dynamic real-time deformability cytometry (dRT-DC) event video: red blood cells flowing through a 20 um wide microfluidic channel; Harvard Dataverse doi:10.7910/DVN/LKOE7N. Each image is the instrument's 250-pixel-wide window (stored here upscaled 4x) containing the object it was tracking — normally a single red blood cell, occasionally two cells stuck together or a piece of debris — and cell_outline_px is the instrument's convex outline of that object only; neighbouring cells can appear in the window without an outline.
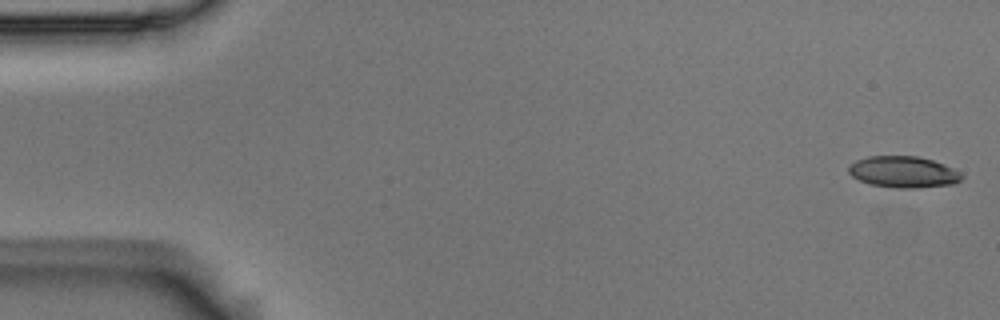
{"species": "Egyptian fruit bat (a non-hibernating species)", "species_latin": "Rousettus aegyptiacus", "temperature_condition": "room temperature", "stored_images_in_passage": 5, "camera_frame_rate_fps": 3000, "um_per_image_px": 0.085, "animal": {"sex": "male"}, "frame": {"image": 1, "passage_image": 1, "time_ms": 0.0, "image_size_px": [1000, 320], "cell_outline_px": [[964, 176], [960, 180], [952, 184], [912, 188], [896, 188], [872, 184], [860, 180], [852, 176], [848, 172], [848, 168], [856, 160], [868, 156], [916, 156], [932, 160], [944, 164], [960, 172]], "centroid_in_image_um": [76.79, 14.61], "position_along_channel_um": 8.2, "area_um2": 20.46}}
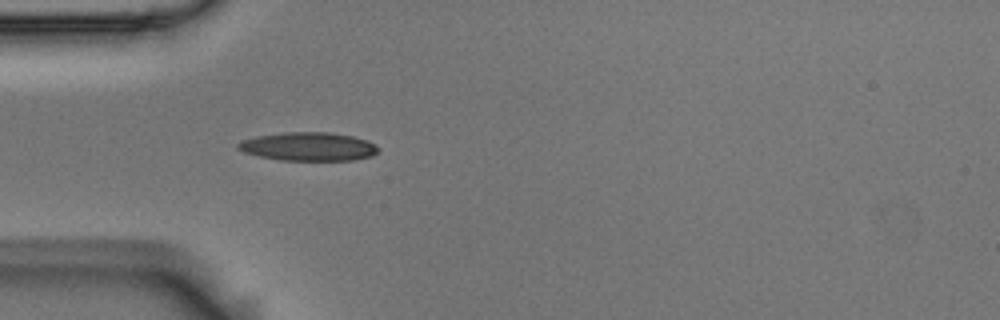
{"frame": {"image": 2, "passage_image": 5, "time_ms": 1.333, "image_size_px": [1000, 320], "cell_outline_px": [[380, 148], [372, 156], [352, 160], [280, 160], [260, 156], [244, 152], [236, 148], [236, 144], [240, 140], [256, 136], [280, 132], [332, 132], [352, 136], [368, 140], [376, 144]], "centroid_in_image_um": [26.21, 12.44], "position_along_channel_um": 58.8, "area_um2": 23.52}}